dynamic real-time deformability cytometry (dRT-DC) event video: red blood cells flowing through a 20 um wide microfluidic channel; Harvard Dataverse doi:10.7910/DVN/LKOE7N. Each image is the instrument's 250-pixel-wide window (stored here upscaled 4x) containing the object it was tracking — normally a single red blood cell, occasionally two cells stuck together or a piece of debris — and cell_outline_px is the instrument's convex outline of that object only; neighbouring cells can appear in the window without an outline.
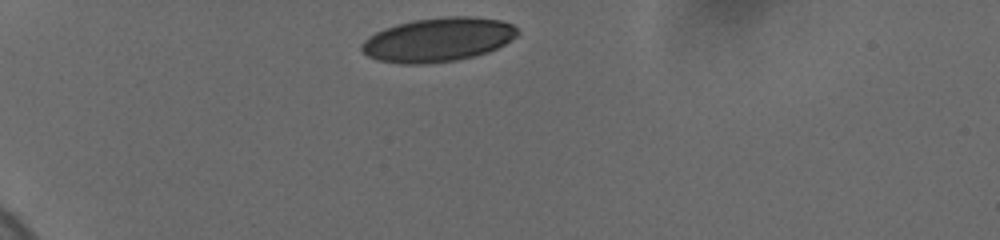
{"species": "human", "species_latin": "Homo sapiens", "temperature_condition": "cold", "stored_images_in_passage": 3, "camera_frame_rate_fps": 3000, "um_per_image_px": 0.085, "donor": {"sex": "female"}, "frame": {"image": 1, "passage_image": 1, "time_ms": 0.0, "image_size_px": [1000, 240], "cell_outline_px": [[520, 32], [516, 36], [504, 44], [488, 52], [456, 60], [420, 64], [404, 64], [376, 60], [368, 56], [360, 48], [360, 44], [368, 36], [384, 28], [396, 24], [412, 20], [448, 16], [472, 16], [500, 20], [512, 24]], "centroid_in_image_um": [37.21, 3.36], "position_along_channel_um": 47.8, "area_um2": 39.94}}
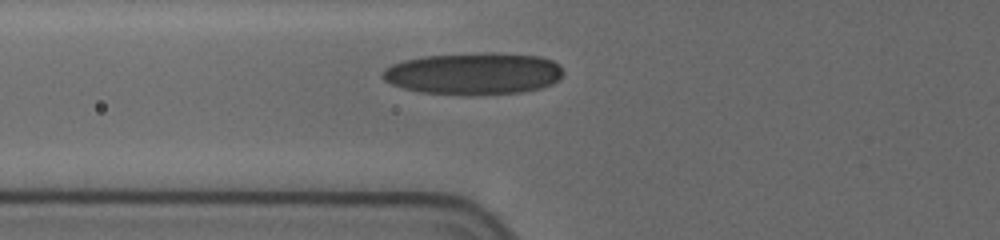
{"frame": {"image": 2, "passage_image": 3, "time_ms": 2.333, "image_size_px": [1000, 240], "cell_outline_px": [[564, 72], [560, 80], [552, 84], [540, 88], [520, 92], [472, 96], [468, 96], [420, 92], [404, 88], [392, 84], [384, 80], [380, 76], [384, 68], [392, 64], [404, 60], [424, 56], [480, 52], [484, 52], [540, 56], [552, 60], [560, 64]], "centroid_in_image_um": [40.27, 6.26], "position_along_channel_um": 85.5, "area_um2": 44.8}}